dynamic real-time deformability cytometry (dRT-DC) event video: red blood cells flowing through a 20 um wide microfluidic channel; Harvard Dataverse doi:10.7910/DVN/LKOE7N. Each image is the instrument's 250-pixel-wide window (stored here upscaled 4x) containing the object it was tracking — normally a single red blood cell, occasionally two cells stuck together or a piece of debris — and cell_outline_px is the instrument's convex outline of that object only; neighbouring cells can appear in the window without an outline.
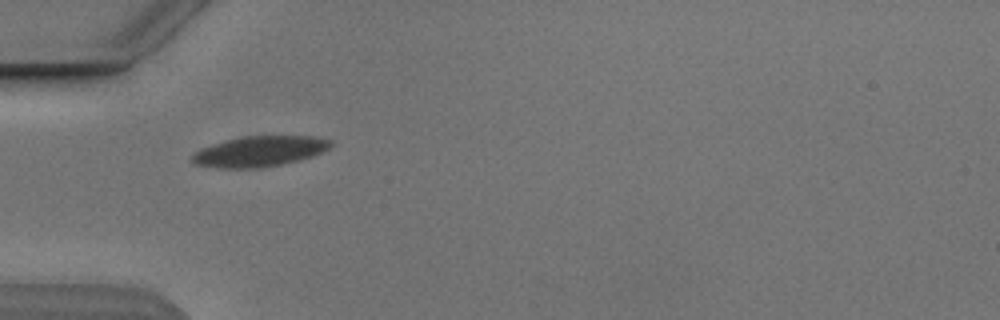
{"species": "Egyptian fruit bat (a non-hibernating species)", "species_latin": "Rousettus aegyptiacus", "temperature_condition": "cold", "stored_images_in_passage": 4, "camera_frame_rate_fps": 3000, "um_per_image_px": 0.085, "animal": {"sex": "male"}, "frame": {"image": 1, "passage_image": 1, "time_ms": 0.0, "image_size_px": [1000, 320], "cell_outline_px": [[332, 144], [328, 148], [312, 156], [300, 160], [260, 168], [216, 168], [196, 164], [192, 160], [192, 156], [200, 148], [212, 144], [244, 136], [312, 136], [332, 140]], "centroid_in_image_um": [22.06, 12.87], "position_along_channel_um": 62.9, "area_um2": 24.39}}
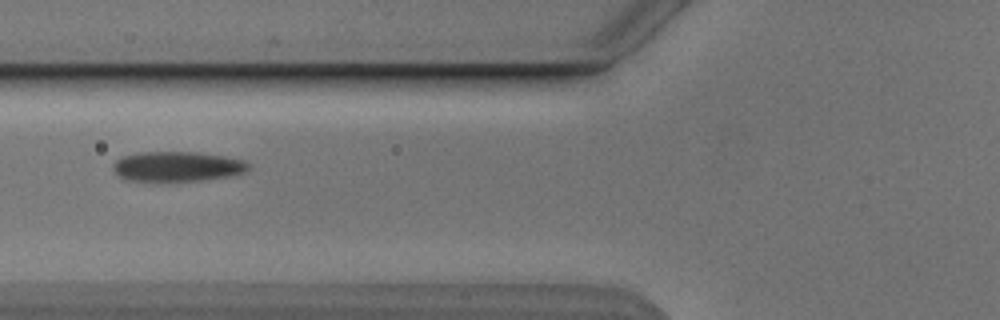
{"frame": {"image": 2, "passage_image": 2, "time_ms": 1.333, "image_size_px": [1000, 320], "cell_outline_px": [[252, 168], [236, 176], [200, 180], [124, 180], [112, 168], [112, 164], [120, 156], [140, 152], [200, 152], [224, 156], [244, 160], [252, 164]], "centroid_in_image_um": [15.13, 14.13], "position_along_channel_um": 110.7, "area_um2": 23.81}}
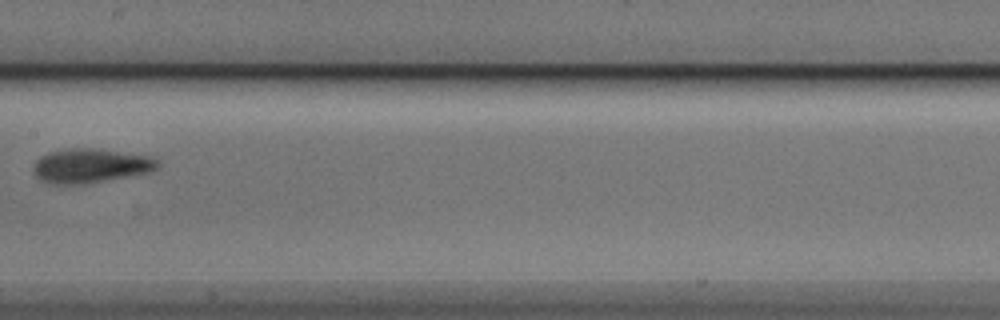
{"frame": {"image": 3, "passage_image": 4, "time_ms": 3.667, "image_size_px": [1000, 320], "cell_outline_px": [[160, 164], [156, 168], [148, 172], [80, 184], [48, 184], [40, 180], [32, 172], [32, 164], [40, 156], [48, 152], [64, 148], [92, 148], [152, 156], [160, 160]], "centroid_in_image_um": [7.62, 14.07], "position_along_channel_um": 199.8, "area_um2": 24.85}}